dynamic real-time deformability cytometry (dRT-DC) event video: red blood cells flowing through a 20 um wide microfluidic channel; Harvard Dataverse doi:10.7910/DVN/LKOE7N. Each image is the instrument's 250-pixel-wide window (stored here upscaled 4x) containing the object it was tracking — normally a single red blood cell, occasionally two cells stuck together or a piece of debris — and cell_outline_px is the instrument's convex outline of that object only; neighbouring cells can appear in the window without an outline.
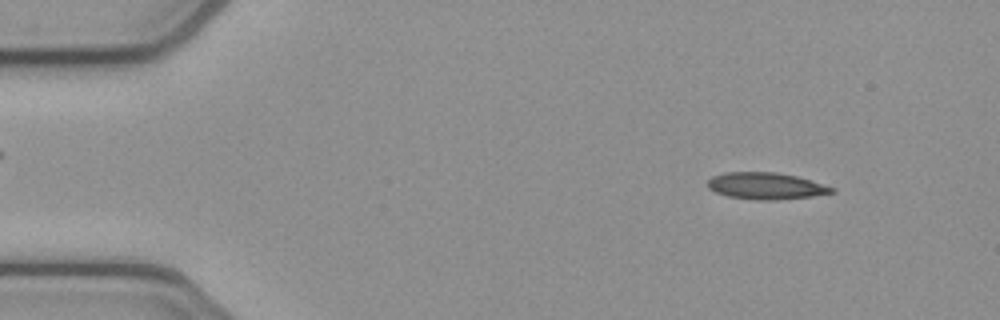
{"species": "common noctule bat (a hibernating species)", "species_latin": "Nyctalus noctula", "temperature_condition": "cold", "stored_images_in_passage": 52, "camera_frame_rate_fps": 3000, "um_per_image_px": 0.085, "animal": {"sex": "female", "body_mass_g": 21.9}, "frame": {"image": 1, "passage_image": 5, "time_ms": 1.333, "image_size_px": [1000, 320], "cell_outline_px": [[836, 192], [812, 196], [776, 200], [756, 200], [728, 196], [716, 192], [708, 188], [708, 180], [712, 176], [724, 172], [776, 172], [796, 176], [836, 188]], "centroid_in_image_um": [65.1, 15.8], "position_along_channel_um": 19.9, "area_um2": 19.31}}
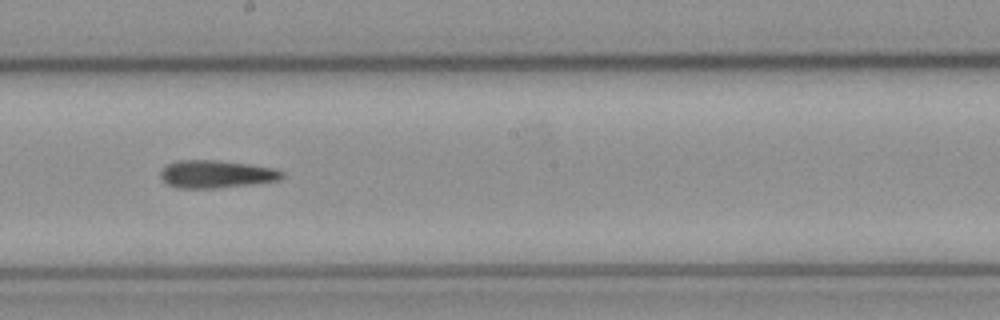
{"frame": {"image": 2, "passage_image": 28, "time_ms": 9.0, "image_size_px": [1000, 320], "cell_outline_px": [[284, 176], [280, 180], [216, 188], [176, 188], [168, 184], [160, 176], [160, 172], [168, 164], [180, 160], [216, 160], [248, 164], [276, 168], [284, 172]], "centroid_in_image_um": [18.4, 14.8], "position_along_channel_um": 229.8, "area_um2": 19.48}}
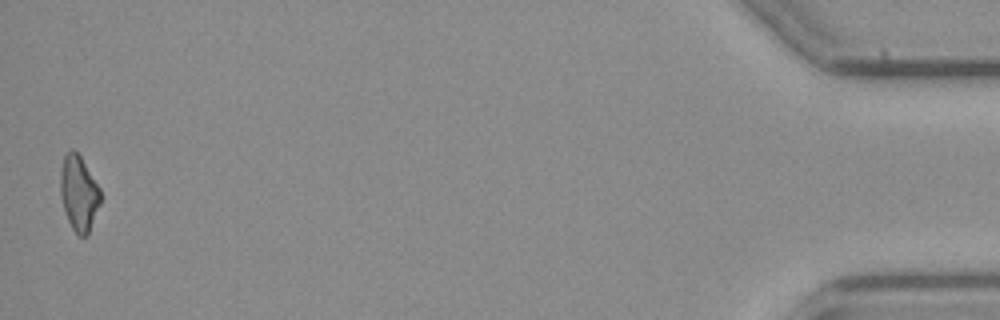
{"frame": {"image": 3, "passage_image": 51, "time_ms": 16.667, "image_size_px": [1000, 320], "cell_outline_px": [[100, 204], [88, 236], [80, 236], [72, 228], [68, 220], [60, 196], [60, 172], [64, 156], [72, 148], [80, 156], [100, 188]], "centroid_in_image_um": [6.7, 16.44], "position_along_channel_um": 428.5, "area_um2": 17.46}}